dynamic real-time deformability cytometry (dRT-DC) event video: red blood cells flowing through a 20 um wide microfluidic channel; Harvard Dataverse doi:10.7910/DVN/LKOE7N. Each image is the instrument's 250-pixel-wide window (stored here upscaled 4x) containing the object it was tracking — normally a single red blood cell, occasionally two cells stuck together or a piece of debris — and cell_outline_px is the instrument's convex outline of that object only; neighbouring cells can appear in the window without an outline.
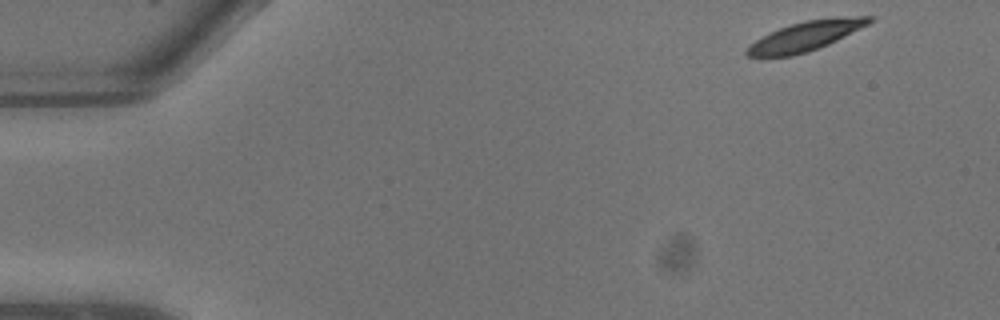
{"species": "common noctule bat (a hibernating species)", "species_latin": "Nyctalus noctula", "temperature_condition": "warm", "stored_images_in_passage": 3, "camera_frame_rate_fps": 3000, "um_per_image_px": 0.085, "animal": {"sex": "male", "body_mass_g": 13.3}, "frame": {"image": 1, "passage_image": 1, "time_ms": 0.0, "image_size_px": [1000, 320], "cell_outline_px": [[872, 20], [868, 24], [828, 44], [808, 52], [792, 56], [744, 56], [744, 52], [756, 40], [780, 28], [804, 20], [836, 16], [872, 16]], "centroid_in_image_um": [68.5, 3.05], "position_along_channel_um": 16.5, "area_um2": 20.69}}